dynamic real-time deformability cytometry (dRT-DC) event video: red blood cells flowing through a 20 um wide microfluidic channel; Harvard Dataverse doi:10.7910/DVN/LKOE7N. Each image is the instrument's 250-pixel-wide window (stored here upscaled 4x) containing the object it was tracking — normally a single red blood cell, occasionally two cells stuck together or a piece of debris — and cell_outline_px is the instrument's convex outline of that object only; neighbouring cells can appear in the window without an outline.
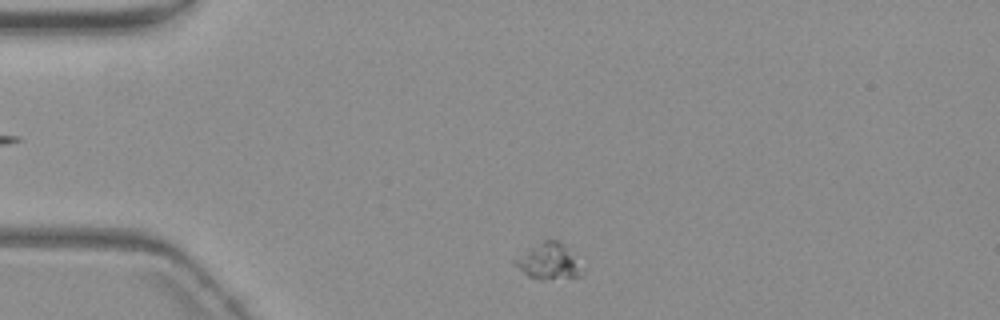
{"species": "common noctule bat (a hibernating species)", "species_latin": "Nyctalus noctula", "temperature_condition": "warm", "stored_images_in_passage": 6, "camera_frame_rate_fps": 3000, "um_per_image_px": 0.085, "animal": {"sex": "female", "body_mass_g": 19.3, "forearm_length_mm": 54.1}, "frame": {"image": 1, "passage_image": 2, "time_ms": 0.333, "image_size_px": [1000, 320], "cell_outline_px": [[584, 272], [580, 276], [548, 280], [540, 280], [528, 276], [512, 264], [512, 260], [544, 240], [560, 240], [576, 252], [584, 268]], "centroid_in_image_um": [46.73, 22.22], "position_along_channel_um": 38.3, "area_um2": 14.68}}